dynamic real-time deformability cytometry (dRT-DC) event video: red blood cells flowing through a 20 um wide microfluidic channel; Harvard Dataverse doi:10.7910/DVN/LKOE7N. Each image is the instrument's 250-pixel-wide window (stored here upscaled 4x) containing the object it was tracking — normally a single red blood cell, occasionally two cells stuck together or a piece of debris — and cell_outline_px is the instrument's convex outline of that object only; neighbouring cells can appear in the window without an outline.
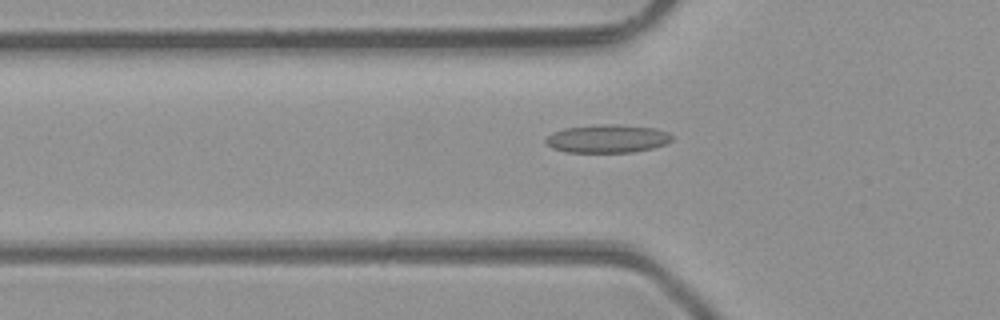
{"species": "common noctule bat (a hibernating species)", "species_latin": "Nyctalus noctula", "temperature_condition": "room temperature", "stored_images_in_passage": 47, "segment_of_instrument_passage": [1, 2], "camera_frame_rate_fps": 3000, "um_per_image_px": 0.085, "animal": {"sex": "male", "body_mass_g": 23.1, "forearm_length_mm": 52.7}, "frame": {"image": 1, "passage_image": 14, "time_ms": 4.333, "image_size_px": [1000, 320], "cell_outline_px": [[672, 140], [664, 144], [652, 148], [632, 152], [564, 152], [552, 148], [544, 140], [552, 132], [564, 128], [600, 124], [616, 124], [656, 128], [668, 132], [672, 136]], "centroid_in_image_um": [51.61, 11.78], "position_along_channel_um": 74.2, "area_um2": 20.75}}
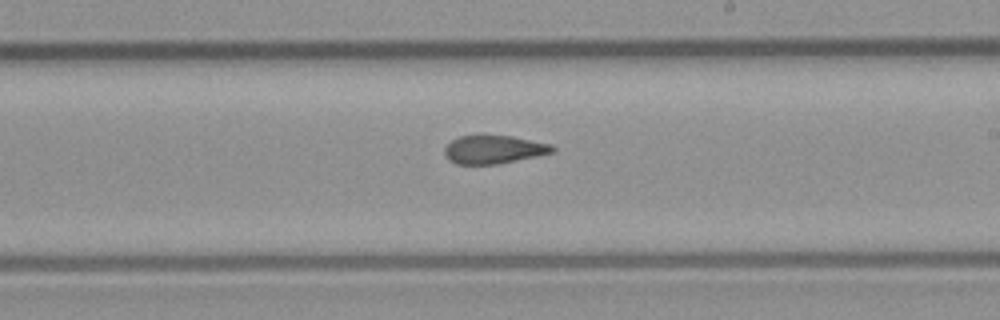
{"frame": {"image": 2, "passage_image": 26, "time_ms": 8.333, "image_size_px": [1000, 320], "cell_outline_px": [[556, 148], [552, 152], [536, 156], [500, 164], [456, 164], [448, 160], [444, 156], [444, 148], [452, 140], [460, 136], [512, 136], [552, 144]], "centroid_in_image_um": [41.95, 12.72], "position_along_channel_um": 247.0, "area_um2": 17.74}}
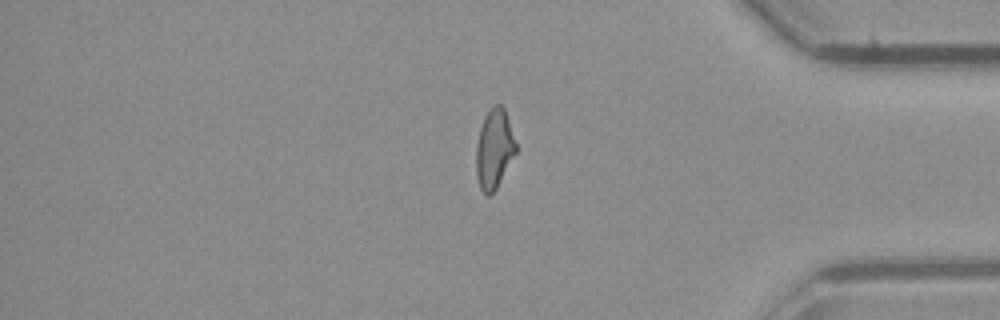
{"frame": {"image": 3, "passage_image": 38, "time_ms": 12.333, "image_size_px": [1000, 320], "cell_outline_px": [[516, 152], [496, 188], [488, 196], [480, 188], [476, 176], [476, 144], [480, 128], [484, 116], [496, 104], [500, 104], [504, 108], [516, 144]], "centroid_in_image_um": [41.99, 12.66], "position_along_channel_um": 393.2, "area_um2": 18.03}}